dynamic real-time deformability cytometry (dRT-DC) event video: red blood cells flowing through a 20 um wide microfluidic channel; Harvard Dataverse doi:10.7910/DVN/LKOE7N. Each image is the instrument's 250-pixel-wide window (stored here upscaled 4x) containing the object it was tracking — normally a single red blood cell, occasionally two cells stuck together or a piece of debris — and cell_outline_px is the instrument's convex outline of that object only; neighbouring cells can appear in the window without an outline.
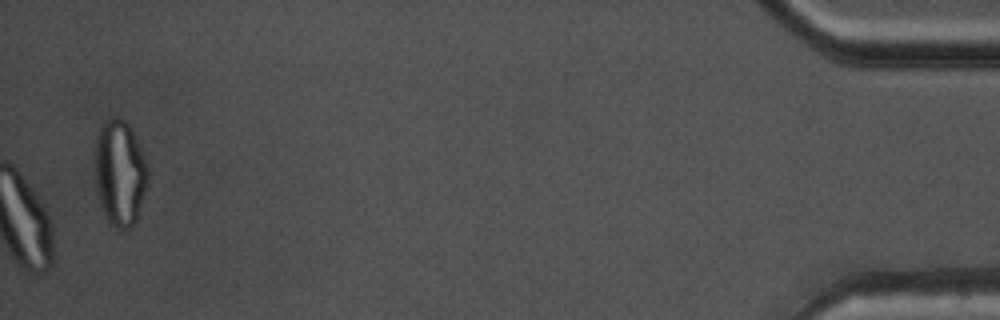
{"species": "common noctule bat (a hibernating species)", "species_latin": "Nyctalus noctula", "temperature_condition": "warm", "stored_images_in_passage": 55, "camera_frame_rate_fps": 3000, "um_per_image_px": 0.085, "animal": {"sex": "male", "body_mass_g": 17.5, "forearm_length_mm": 52.3}, "frame": {"image": 1, "passage_image": 55, "time_ms": 18.0, "image_size_px": [1000, 320], "cell_outline_px": [[148, 184], [136, 220], [128, 228], [120, 228], [112, 224], [104, 216], [100, 204], [96, 184], [96, 140], [100, 128], [104, 120], [108, 116], [116, 116], [124, 120], [128, 124], [140, 148], [148, 168]], "centroid_in_image_um": [10.19, 14.67], "position_along_channel_um": 425.0, "area_um2": 32.25}}